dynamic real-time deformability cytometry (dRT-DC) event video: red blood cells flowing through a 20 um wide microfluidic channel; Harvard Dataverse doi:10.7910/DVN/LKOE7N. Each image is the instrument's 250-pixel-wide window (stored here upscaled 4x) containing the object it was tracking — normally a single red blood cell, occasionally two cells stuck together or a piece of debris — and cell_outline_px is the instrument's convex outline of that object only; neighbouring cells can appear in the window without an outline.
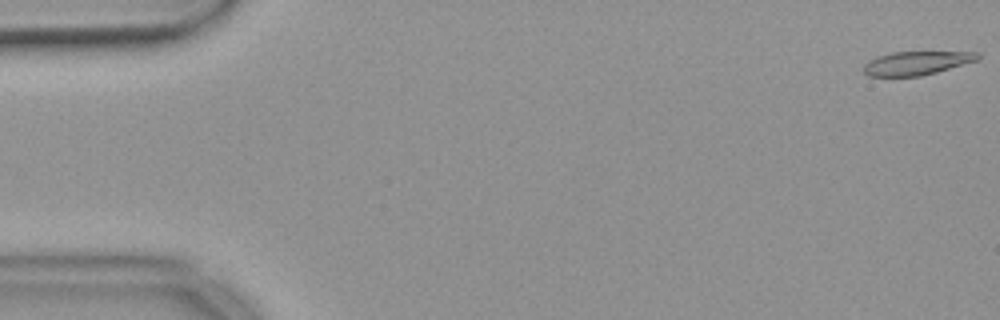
{"species": "common noctule bat (a hibernating species)", "species_latin": "Nyctalus noctula", "temperature_condition": "warm", "stored_images_in_passage": 55, "camera_frame_rate_fps": 3000, "um_per_image_px": 0.085, "animal": {"sex": "female", "body_mass_g": 18.4}, "frame": {"image": 1, "passage_image": 1, "time_ms": 0.0, "image_size_px": [1000, 320], "cell_outline_px": [[980, 56], [976, 60], [936, 72], [920, 76], [868, 76], [864, 72], [864, 64], [868, 60], [876, 56], [892, 52], [980, 52]], "centroid_in_image_um": [77.85, 5.35], "position_along_channel_um": 7.1, "area_um2": 15.55}}
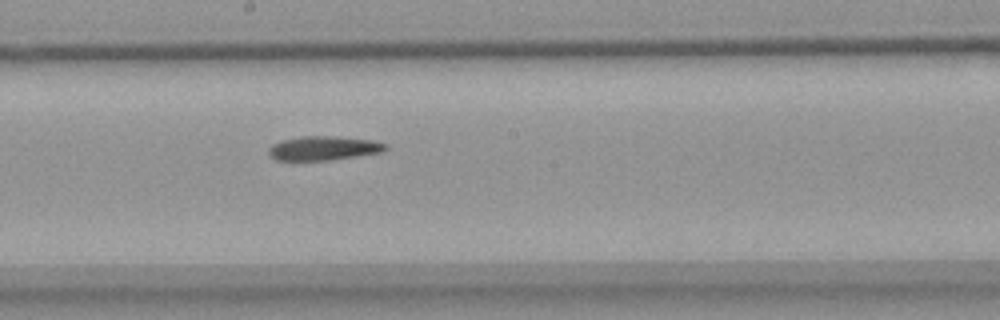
{"frame": {"image": 2, "passage_image": 30, "time_ms": 9.667, "image_size_px": [1000, 320], "cell_outline_px": [[388, 148], [384, 152], [328, 160], [276, 160], [268, 156], [268, 148], [272, 144], [280, 140], [300, 136], [332, 136], [372, 140], [388, 144]], "centroid_in_image_um": [27.48, 12.59], "position_along_channel_um": 220.7, "area_um2": 16.59}}
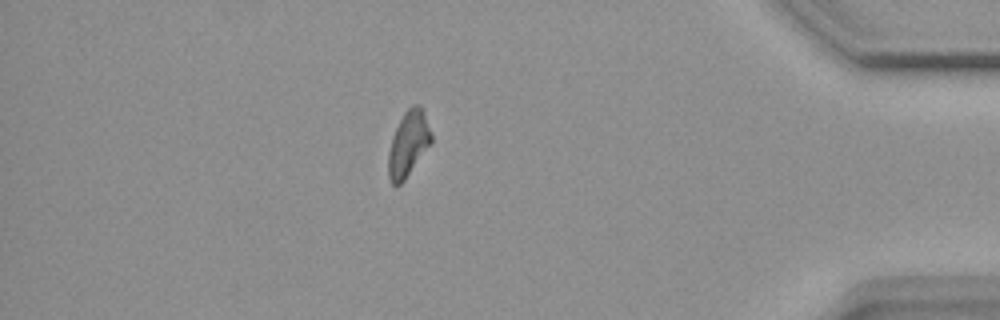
{"frame": {"image": 3, "passage_image": 48, "time_ms": 15.667, "image_size_px": [1000, 320], "cell_outline_px": [[432, 144], [404, 180], [400, 184], [392, 184], [388, 176], [388, 152], [392, 136], [404, 112], [412, 104], [420, 104], [424, 112], [432, 132]], "centroid_in_image_um": [34.73, 12.2], "position_along_channel_um": 400.5, "area_um2": 16.53}}